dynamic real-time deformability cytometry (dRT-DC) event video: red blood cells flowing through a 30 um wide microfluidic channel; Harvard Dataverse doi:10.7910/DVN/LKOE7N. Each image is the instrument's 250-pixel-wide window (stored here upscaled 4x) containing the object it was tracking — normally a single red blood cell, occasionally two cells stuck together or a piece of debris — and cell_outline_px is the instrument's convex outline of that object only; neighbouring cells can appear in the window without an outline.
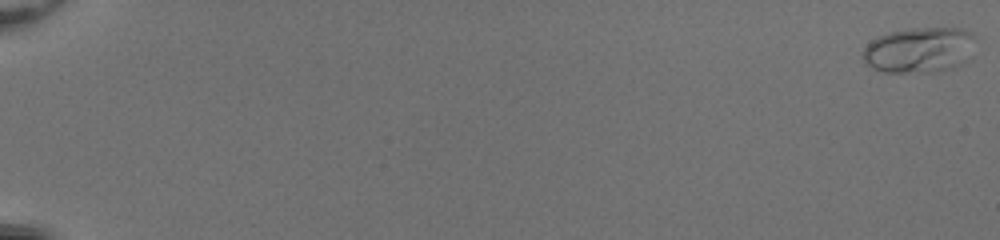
{"species": "common noctule bat (a hibernating species)", "species_latin": "Nyctalus noctula", "temperature_condition": "room temperature", "stored_images_in_passage": 53, "camera_frame_rate_fps": 3000, "um_per_image_px": 0.085, "animal": {"sex": "female", "body_mass_g": 20.0, "forearm_length_mm": 54.0}, "frame": {"image": 1, "passage_image": 1, "time_ms": 0.0, "image_size_px": [1000, 240], "cell_outline_px": [[972, 60], [952, 68], [940, 72], [884, 72], [872, 68], [860, 56], [864, 48], [876, 36], [888, 32], [912, 28], [964, 28], [972, 32]], "centroid_in_image_um": [78.15, 4.26], "position_along_channel_um": 6.8, "area_um2": 30.35}}
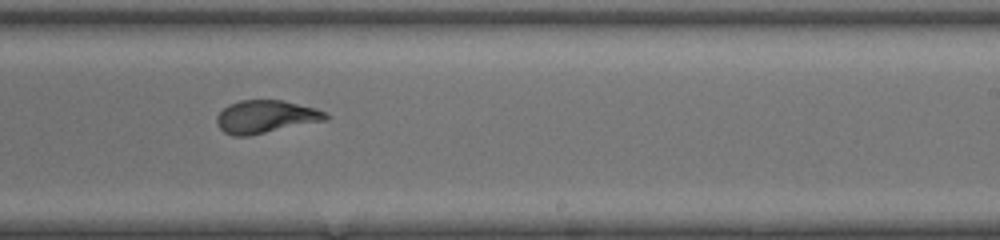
{"frame": {"image": 2, "passage_image": 36, "time_ms": 11.667, "image_size_px": [1000, 240], "cell_outline_px": [[332, 116], [328, 120], [248, 136], [232, 136], [224, 132], [216, 124], [216, 116], [228, 104], [240, 100], [284, 100], [316, 108], [328, 112]], "centroid_in_image_um": [22.63, 9.92], "position_along_channel_um": 266.4, "area_um2": 21.21}}
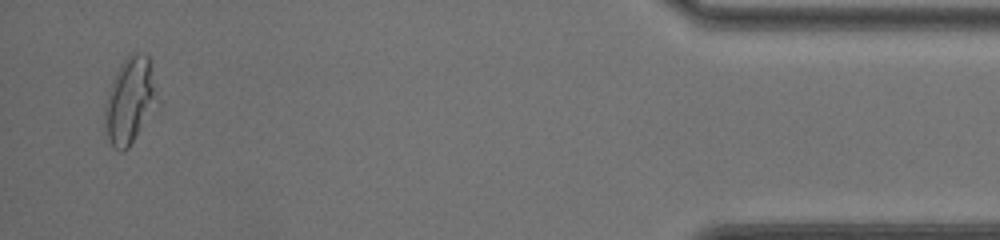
{"frame": {"image": 3, "passage_image": 52, "time_ms": 17.0, "image_size_px": [1000, 240], "cell_outline_px": [[160, 108], [128, 148], [124, 152], [120, 152], [112, 148], [104, 124], [104, 104], [112, 80], [120, 64], [132, 52], [136, 52], [148, 56], [160, 104]], "centroid_in_image_um": [11.08, 8.62], "position_along_channel_um": 424.1, "area_um2": 27.22}, "authors_computed_cell_mechanics": {"area_um2": 21.097, "velocity_mm_per_s": 4.1482, "shape_relaxation_time_tau1_ms": 6.3009, "shape_relaxation_time_tau2_ms": 0.6607, "deformation_change_tau1": 0.2134, "deformation_change_tau2": 0.0718}}